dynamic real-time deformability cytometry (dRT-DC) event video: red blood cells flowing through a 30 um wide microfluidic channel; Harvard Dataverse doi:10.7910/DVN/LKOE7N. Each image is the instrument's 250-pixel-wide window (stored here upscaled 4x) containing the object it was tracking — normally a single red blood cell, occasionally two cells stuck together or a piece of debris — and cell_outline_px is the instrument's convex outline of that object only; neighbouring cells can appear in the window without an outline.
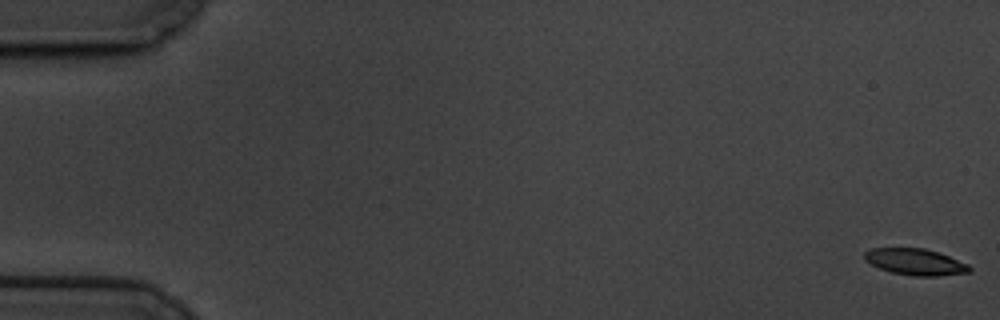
{"species": "common noctule bat (a hibernating species)", "species_latin": "Nyctalus noctula", "temperature_condition": "cold", "stored_images_in_passage": 61, "camera_frame_rate_fps": 3000, "um_per_image_px": 0.085, "animal": {"sex": "male", "body_mass_g": 19.5, "forearm_length_mm": 54.6}, "frame": {"image": 1, "passage_image": 1, "time_ms": 0.0, "image_size_px": [1000, 320], "cell_outline_px": [[972, 272], [940, 276], [912, 276], [892, 272], [880, 268], [864, 260], [864, 252], [868, 248], [924, 248], [948, 256], [968, 264], [972, 268]], "centroid_in_image_um": [77.8, 22.26], "position_along_channel_um": 7.2, "area_um2": 16.18}}
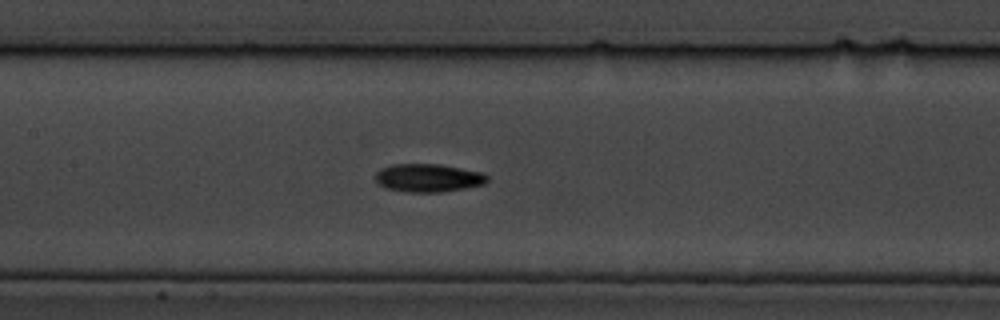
{"frame": {"image": 2, "passage_image": 29, "time_ms": 9.333, "image_size_px": [1000, 320], "cell_outline_px": [[488, 180], [484, 184], [464, 188], [440, 192], [408, 192], [384, 188], [376, 180], [376, 172], [380, 168], [392, 164], [440, 164], [484, 172], [488, 176]], "centroid_in_image_um": [36.4, 15.11], "position_along_channel_um": 171.0, "area_um2": 18.44}}
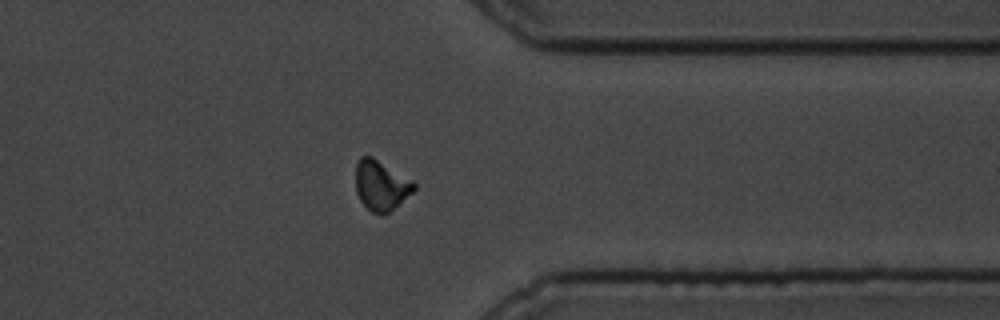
{"frame": {"image": 3, "passage_image": 48, "time_ms": 15.667, "image_size_px": [1000, 320], "cell_outline_px": [[416, 188], [412, 192], [384, 216], [380, 216], [372, 212], [360, 200], [356, 192], [356, 164], [360, 156], [372, 156], [412, 180], [416, 184]], "centroid_in_image_um": [32.37, 15.76], "position_along_channel_um": 379.0, "area_um2": 16.94}, "authors_computed_cell_mechanics": {"area_um2": 17.051, "velocity_mm_per_s": 3.3617, "shape_relaxation_time_tau1_ms": 2.4077, "shape_relaxation_time_tau2_ms": 4.9811, "deformation_change_tau1": 0.105, "deformation_change_tau2": 0.09}}